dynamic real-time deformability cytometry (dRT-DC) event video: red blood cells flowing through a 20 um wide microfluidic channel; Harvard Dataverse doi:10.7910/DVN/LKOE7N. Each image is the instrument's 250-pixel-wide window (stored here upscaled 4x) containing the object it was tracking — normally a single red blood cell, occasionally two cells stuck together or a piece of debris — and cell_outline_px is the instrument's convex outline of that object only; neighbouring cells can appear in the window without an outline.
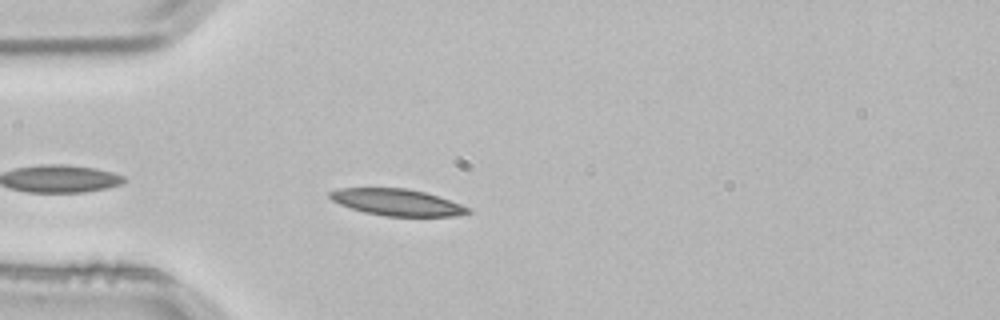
{"species": "common noctule bat (a hibernating species)", "species_latin": "Nyctalus noctula", "temperature_condition": "room temperature", "stored_images_in_passage": 2, "camera_frame_rate_fps": 3000, "um_per_image_px": 0.085, "animal": {"sex": "male", "body_mass_g": 21.5, "forearm_length_mm": 52.0}, "frame": {"image": 1, "passage_image": 2, "time_ms": 0.333, "image_size_px": [1000, 320], "cell_outline_px": [[472, 212], [456, 216], [384, 216], [364, 212], [340, 204], [332, 200], [328, 196], [328, 192], [340, 188], [404, 188], [424, 192], [472, 208]], "centroid_in_image_um": [33.74, 17.2], "position_along_channel_um": 51.3, "area_um2": 21.27}}